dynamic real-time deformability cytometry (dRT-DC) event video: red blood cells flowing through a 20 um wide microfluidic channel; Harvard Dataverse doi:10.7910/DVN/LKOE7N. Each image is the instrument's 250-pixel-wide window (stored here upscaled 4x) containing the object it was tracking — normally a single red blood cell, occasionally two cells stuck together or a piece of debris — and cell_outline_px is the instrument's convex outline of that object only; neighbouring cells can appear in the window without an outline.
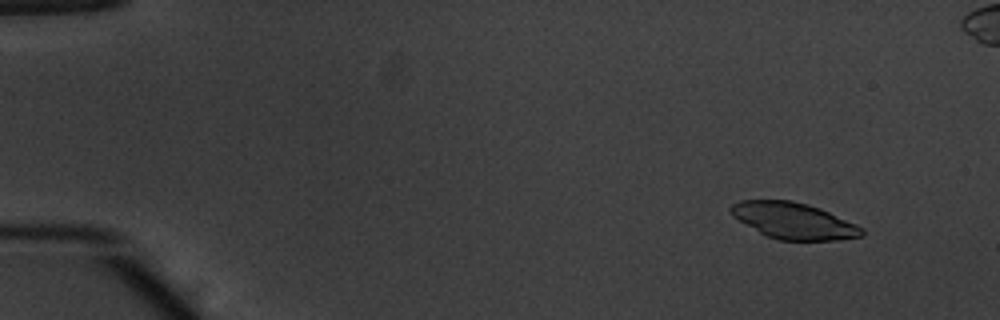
{"species": "common noctule bat (a hibernating species)", "species_latin": "Nyctalus noctula", "temperature_condition": "warm", "stored_images_in_passage": 54, "camera_frame_rate_fps": 3000, "um_per_image_px": 0.085, "animal": {"sex": "male", "body_mass_g": 20.1, "forearm_length_mm": 53.5}, "frame": {"image": 1, "passage_image": 5, "time_ms": 1.333, "image_size_px": [1000, 320], "cell_outline_px": [[864, 236], [840, 240], [780, 240], [768, 236], [760, 232], [732, 216], [728, 212], [728, 208], [732, 204], [740, 200], [792, 200], [808, 204], [820, 208], [856, 224], [864, 228]], "centroid_in_image_um": [67.47, 18.76], "position_along_channel_um": 17.5, "area_um2": 27.74}}